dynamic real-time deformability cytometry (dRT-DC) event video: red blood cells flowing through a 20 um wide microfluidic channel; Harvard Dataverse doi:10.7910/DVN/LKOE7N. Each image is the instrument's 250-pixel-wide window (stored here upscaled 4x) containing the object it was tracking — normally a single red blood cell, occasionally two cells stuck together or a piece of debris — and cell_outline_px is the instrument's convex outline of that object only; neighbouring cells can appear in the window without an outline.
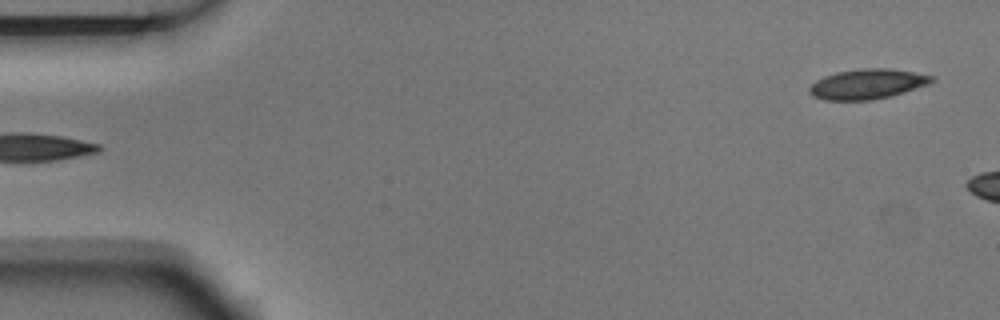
{"species": "Egyptian fruit bat (a non-hibernating species)", "species_latin": "Rousettus aegyptiacus", "temperature_condition": "room temperature", "stored_images_in_passage": 5, "segment_of_instrument_passage": [2, 2], "camera_frame_rate_fps": 3000, "um_per_image_px": 0.085, "animal": {"sex": "male"}, "frame": {"image": 1, "passage_image": 5, "time_ms": 1.333, "image_size_px": [1000, 320], "cell_outline_px": [[936, 80], [928, 84], [892, 96], [872, 100], [824, 100], [808, 92], [808, 88], [816, 80], [824, 76], [836, 72], [860, 68], [888, 68], [936, 76]], "centroid_in_image_um": [73.74, 7.14], "position_along_channel_um": 11.3, "area_um2": 21.44}}